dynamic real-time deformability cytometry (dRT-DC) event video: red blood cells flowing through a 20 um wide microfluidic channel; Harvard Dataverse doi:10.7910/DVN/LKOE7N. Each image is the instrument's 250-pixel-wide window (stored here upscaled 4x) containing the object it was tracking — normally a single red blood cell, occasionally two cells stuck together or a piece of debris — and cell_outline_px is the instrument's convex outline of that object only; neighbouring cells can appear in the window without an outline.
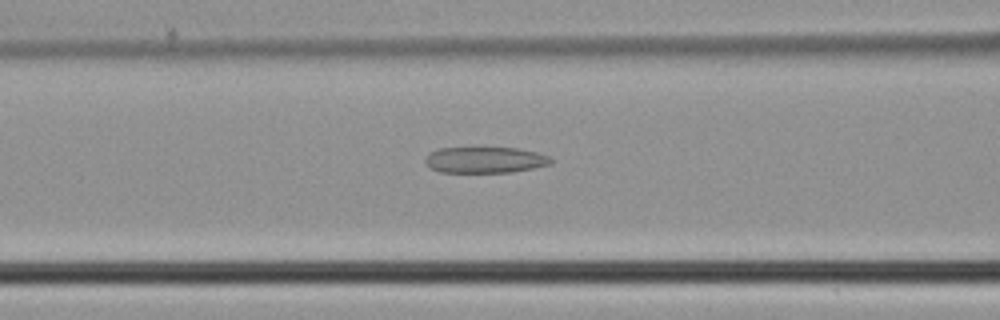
{"species": "common noctule bat (a hibernating species)", "species_latin": "Nyctalus noctula", "temperature_condition": "cold", "stored_images_in_passage": 46, "camera_frame_rate_fps": 3000, "um_per_image_px": 0.085, "animal": {"sex": "male", "body_mass_g": 21.5, "forearm_length_mm": 52.0}, "frame": {"image": 1, "passage_image": 19, "time_ms": 6.0, "image_size_px": [1000, 320], "cell_outline_px": [[552, 164], [512, 172], [440, 172], [432, 168], [424, 160], [428, 152], [440, 148], [476, 144], [520, 148], [536, 152], [548, 156], [552, 160]], "centroid_in_image_um": [41.2, 13.52], "position_along_channel_um": 125.4, "area_um2": 20.17}}
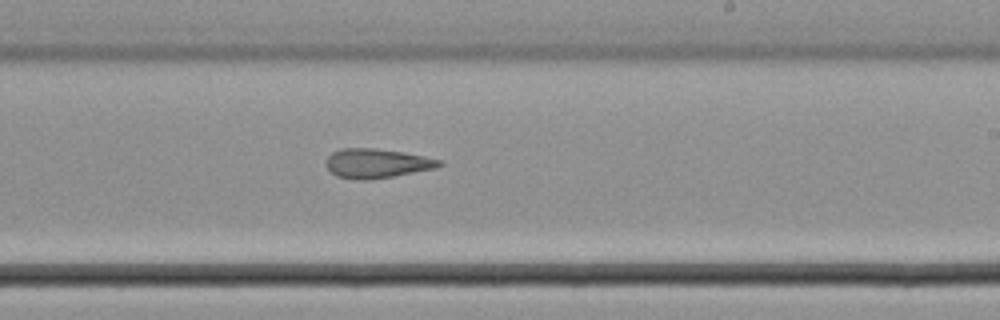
{"frame": {"image": 2, "passage_image": 28, "time_ms": 9.0, "image_size_px": [1000, 320], "cell_outline_px": [[444, 164], [436, 168], [372, 180], [360, 180], [336, 176], [324, 164], [324, 160], [332, 152], [340, 148], [376, 148], [404, 152], [444, 160]], "centroid_in_image_um": [32.03, 13.88], "position_along_channel_um": 257.0, "area_um2": 19.65}}
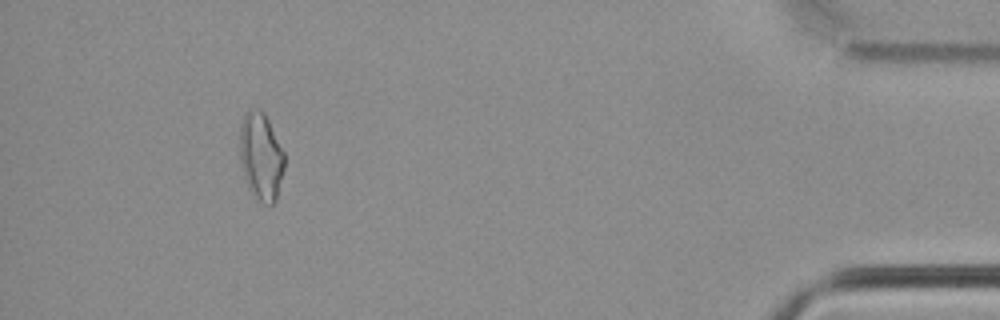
{"frame": {"image": 3, "passage_image": 43, "time_ms": 14.0, "image_size_px": [1000, 320], "cell_outline_px": [[284, 168], [276, 200], [272, 204], [264, 204], [248, 188], [244, 176], [240, 160], [240, 124], [244, 112], [248, 108], [260, 108], [264, 112], [284, 152]], "centroid_in_image_um": [22.17, 13.24], "position_along_channel_um": 413.0, "area_um2": 22.83}}